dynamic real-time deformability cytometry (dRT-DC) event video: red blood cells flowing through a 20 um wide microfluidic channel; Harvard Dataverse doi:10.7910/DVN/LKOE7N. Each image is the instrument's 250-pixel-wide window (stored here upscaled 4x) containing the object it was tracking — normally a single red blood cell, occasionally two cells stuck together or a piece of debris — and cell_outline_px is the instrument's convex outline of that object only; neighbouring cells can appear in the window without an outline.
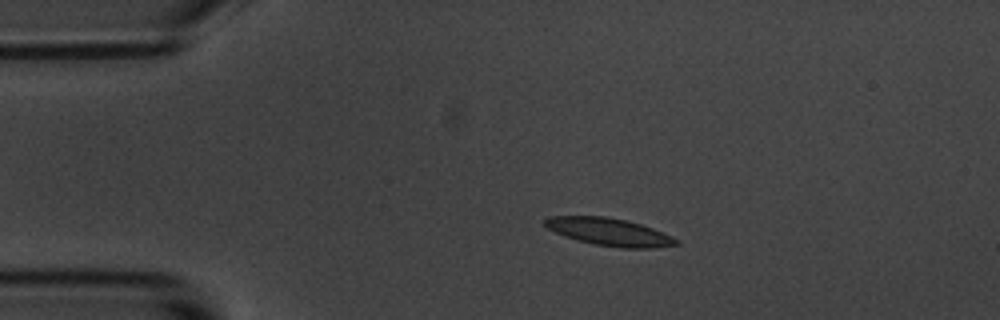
{"species": "common noctule bat (a hibernating species)", "species_latin": "Nyctalus noctula", "temperature_condition": "room temperature", "stored_images_in_passage": 10, "camera_frame_rate_fps": 3000, "um_per_image_px": 0.085, "animal": {"sex": "male", "body_mass_g": 20.1, "forearm_length_mm": 53.5}, "frame": {"image": 1, "passage_image": 2, "time_ms": 1.0, "image_size_px": [1000, 320], "cell_outline_px": [[680, 244], [656, 248], [620, 248], [592, 244], [576, 240], [564, 236], [548, 228], [540, 220], [548, 216], [608, 216], [640, 224], [652, 228], [672, 236], [680, 240]], "centroid_in_image_um": [51.77, 19.71], "position_along_channel_um": 33.2, "area_um2": 21.33}}
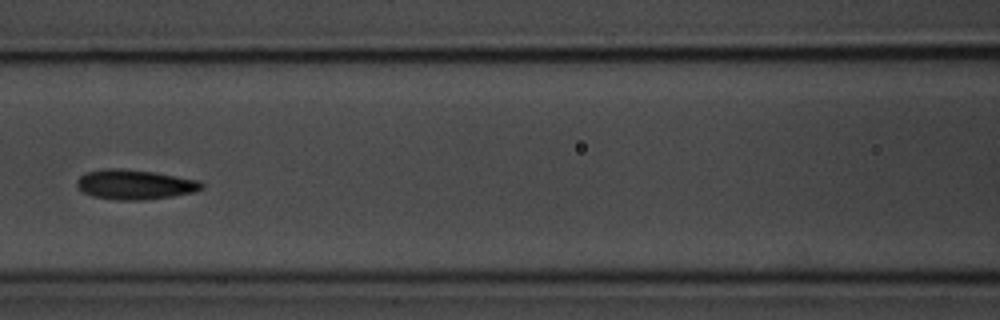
{"frame": {"image": 2, "passage_image": 6, "time_ms": 5.667, "image_size_px": [1000, 320], "cell_outline_px": [[204, 188], [196, 192], [172, 196], [144, 200], [116, 200], [92, 196], [76, 188], [76, 180], [80, 176], [88, 172], [104, 168], [120, 168], [156, 172], [200, 180], [204, 184]], "centroid_in_image_um": [11.48, 15.68], "position_along_channel_um": 155.1, "area_um2": 21.96}}
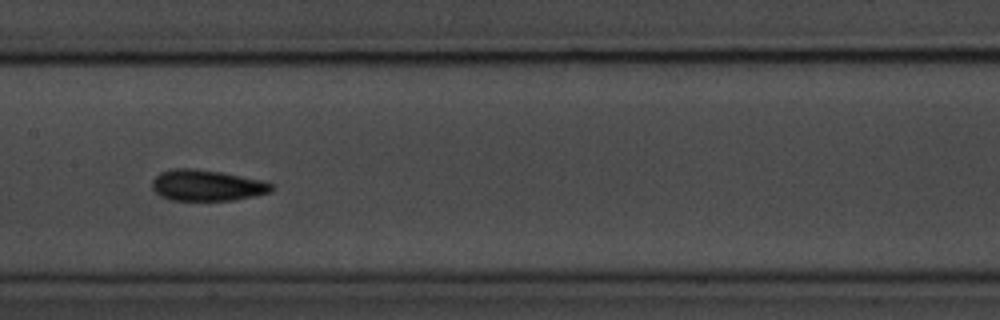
{"frame": {"image": 3, "passage_image": 7, "time_ms": 6.667, "image_size_px": [1000, 320], "cell_outline_px": [[276, 188], [272, 192], [256, 196], [232, 200], [172, 200], [160, 196], [152, 188], [152, 180], [160, 172], [172, 168], [196, 168], [220, 172], [264, 180], [276, 184]], "centroid_in_image_um": [17.64, 15.75], "position_along_channel_um": 189.8, "area_um2": 21.96}}